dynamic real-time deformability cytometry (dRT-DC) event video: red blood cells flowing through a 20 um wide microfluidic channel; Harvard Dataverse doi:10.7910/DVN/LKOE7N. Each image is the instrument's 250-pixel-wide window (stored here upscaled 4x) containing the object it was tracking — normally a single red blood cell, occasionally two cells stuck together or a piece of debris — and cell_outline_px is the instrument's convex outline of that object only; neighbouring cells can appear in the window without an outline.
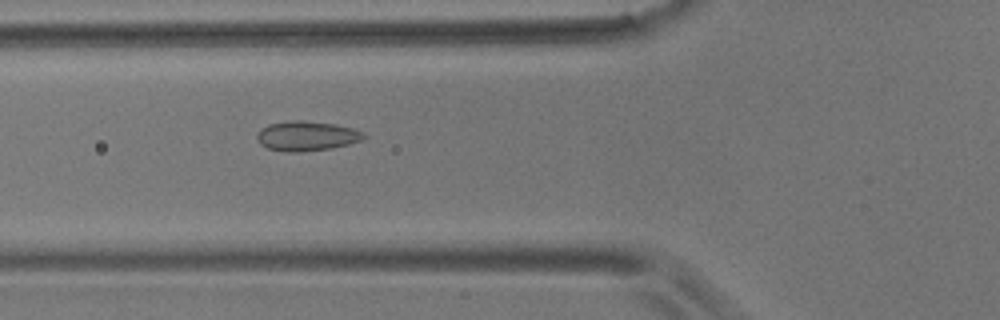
{"species": "common noctule bat (a hibernating species)", "species_latin": "Nyctalus noctula", "temperature_condition": "room temperature", "stored_images_in_passage": 7, "camera_frame_rate_fps": 3000, "um_per_image_px": 0.085, "animal": {"sex": "male", "body_mass_g": 17.9}, "frame": {"image": 1, "passage_image": 7, "time_ms": 6.667, "image_size_px": [1000, 320], "cell_outline_px": [[368, 136], [360, 140], [348, 144], [332, 148], [300, 152], [288, 152], [268, 148], [260, 144], [256, 140], [256, 132], [260, 128], [268, 124], [288, 120], [300, 120], [336, 124], [352, 128], [364, 132]], "centroid_in_image_um": [26.03, 11.55], "position_along_channel_um": 99.8, "area_um2": 18.73}}